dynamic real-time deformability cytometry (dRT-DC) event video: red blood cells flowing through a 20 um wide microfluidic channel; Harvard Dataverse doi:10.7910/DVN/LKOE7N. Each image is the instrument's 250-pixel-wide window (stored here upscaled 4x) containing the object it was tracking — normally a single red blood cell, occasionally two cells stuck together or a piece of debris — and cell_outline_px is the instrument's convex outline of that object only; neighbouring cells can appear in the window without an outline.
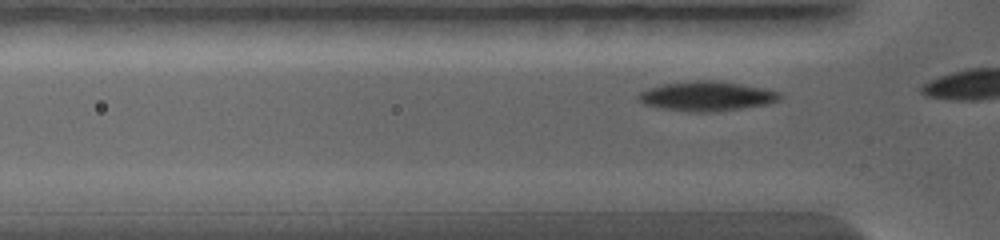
{"species": "common noctule bat (a hibernating species)", "species_latin": "Nyctalus noctula", "temperature_condition": "warm", "stored_images_in_passage": 7, "camera_frame_rate_fps": 5000, "um_per_image_px": 0.085, "animal": {"sex": "female", "body_mass_g": 19.0, "forearm_length_mm": 56.7}, "frame": {"image": 1, "passage_image": 4, "time_ms": 0.4, "image_size_px": [1000, 240], "cell_outline_px": [[780, 100], [768, 104], [716, 112], [688, 112], [664, 108], [644, 104], [636, 96], [640, 92], [664, 84], [696, 80], [712, 80], [740, 84], [764, 88], [780, 92]], "centroid_in_image_um": [60.11, 8.18], "position_along_channel_um": 65.7, "area_um2": 24.16}}